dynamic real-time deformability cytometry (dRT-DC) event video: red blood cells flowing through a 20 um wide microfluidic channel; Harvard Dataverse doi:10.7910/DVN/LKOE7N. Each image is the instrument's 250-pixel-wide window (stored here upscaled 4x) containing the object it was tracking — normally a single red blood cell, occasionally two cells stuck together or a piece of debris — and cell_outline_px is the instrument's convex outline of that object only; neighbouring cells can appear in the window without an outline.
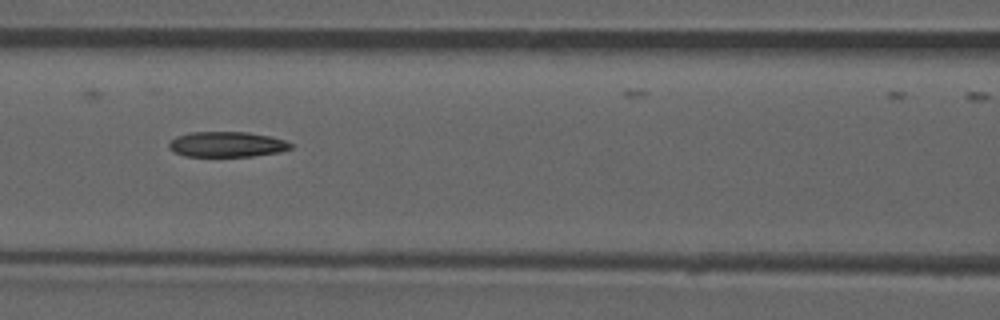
{"species": "common noctule bat (a hibernating species)", "species_latin": "Nyctalus noctula", "temperature_condition": "room temperature", "stored_images_in_passage": 52, "camera_frame_rate_fps": 3000, "um_per_image_px": 0.085, "animal": {"sex": "male", "forearm_length_mm": 52.5}, "frame": {"image": 1, "passage_image": 23, "time_ms": 7.333, "image_size_px": [1000, 320], "cell_outline_px": [[292, 148], [280, 152], [252, 156], [184, 156], [172, 152], [168, 148], [168, 144], [176, 136], [192, 132], [248, 132], [268, 136], [284, 140], [292, 144]], "centroid_in_image_um": [19.25, 12.27], "position_along_channel_um": 147.3, "area_um2": 17.98}}